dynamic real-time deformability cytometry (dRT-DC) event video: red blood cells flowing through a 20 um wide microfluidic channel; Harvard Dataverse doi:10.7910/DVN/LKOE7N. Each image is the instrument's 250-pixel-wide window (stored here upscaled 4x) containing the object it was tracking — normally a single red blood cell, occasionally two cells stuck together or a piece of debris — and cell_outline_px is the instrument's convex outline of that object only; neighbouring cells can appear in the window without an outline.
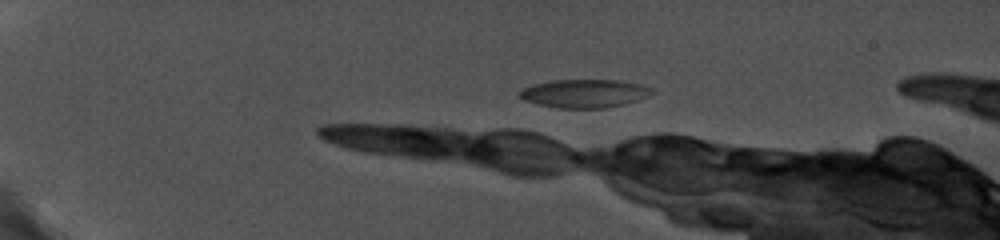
{"species": "common noctule bat (a hibernating species)", "species_latin": "Nyctalus noctula", "temperature_condition": "cold", "stored_images_in_passage": 22, "camera_frame_rate_fps": 5000, "um_per_image_px": 0.085, "animal": {"sex": "female", "body_mass_g": 19.0, "forearm_length_mm": 56.7}, "frame": {"image": 1, "passage_image": 7, "time_ms": 4.6, "image_size_px": [1000, 240], "cell_outline_px": [[652, 92], [644, 96], [620, 104], [604, 108], [560, 108], [540, 104], [524, 100], [520, 96], [520, 92], [524, 88], [532, 84], [552, 80], [620, 80], [640, 84], [652, 88]], "centroid_in_image_um": [49.62, 7.92], "position_along_channel_um": 35.4, "area_um2": 21.27}}